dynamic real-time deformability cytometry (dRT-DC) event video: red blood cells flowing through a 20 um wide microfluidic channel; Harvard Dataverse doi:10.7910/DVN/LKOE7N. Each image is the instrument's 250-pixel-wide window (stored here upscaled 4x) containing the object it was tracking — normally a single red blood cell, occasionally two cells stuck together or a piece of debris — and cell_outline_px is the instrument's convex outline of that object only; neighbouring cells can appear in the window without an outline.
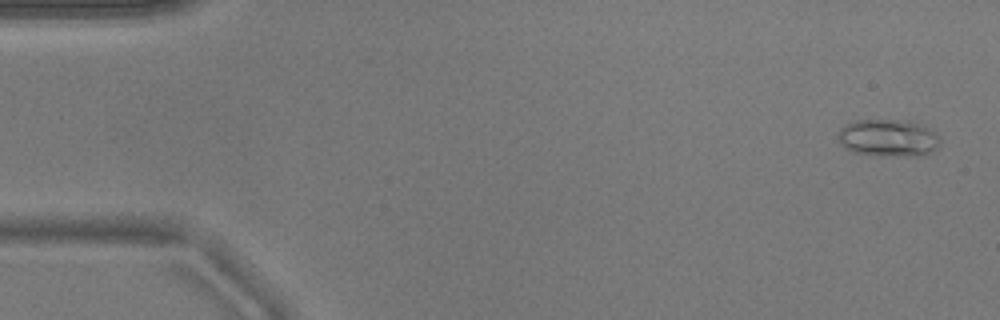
{"species": "common noctule bat (a hibernating species)", "species_latin": "Nyctalus noctula", "temperature_condition": "warm", "stored_images_in_passage": 49, "camera_frame_rate_fps": 3000, "um_per_image_px": 0.085, "animal": {"sex": "male", "body_mass_g": 17.9}, "frame": {"image": 1, "passage_image": 1, "time_ms": 0.0, "image_size_px": [1000, 320], "cell_outline_px": [[940, 144], [936, 148], [924, 156], [908, 156], [852, 152], [840, 140], [836, 132], [844, 124], [856, 120], [900, 120], [924, 124], [936, 132], [940, 140]], "centroid_in_image_um": [75.55, 11.7], "position_along_channel_um": 9.5, "area_um2": 22.02}}
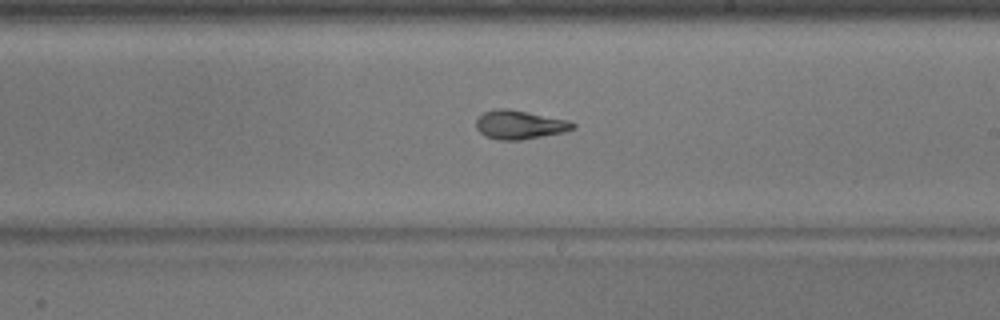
{"frame": {"image": 2, "passage_image": 29, "time_ms": 9.333, "image_size_px": [1000, 320], "cell_outline_px": [[576, 128], [564, 132], [520, 140], [500, 140], [484, 136], [476, 128], [476, 120], [484, 112], [496, 108], [508, 108], [572, 120], [576, 124]], "centroid_in_image_um": [44.21, 10.59], "position_along_channel_um": 244.8, "area_um2": 16.47}}
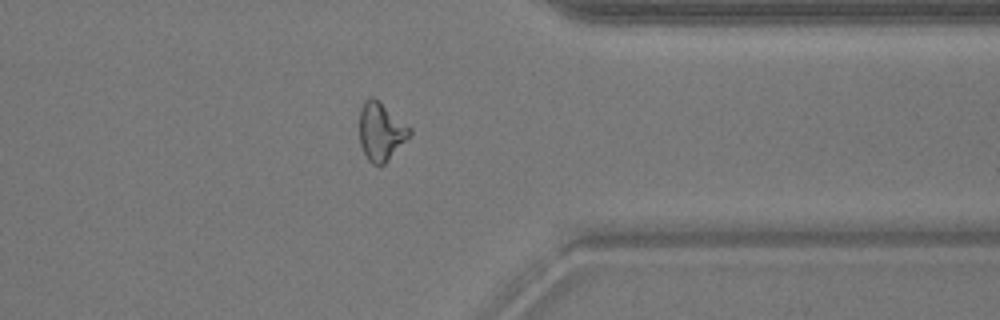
{"frame": {"image": 3, "passage_image": 40, "time_ms": 13.0, "image_size_px": [1000, 320], "cell_outline_px": [[412, 136], [384, 164], [372, 164], [368, 160], [360, 144], [360, 108], [364, 100], [372, 96], [380, 100], [412, 128]], "centroid_in_image_um": [32.42, 11.15], "position_along_channel_um": 379.0, "area_um2": 17.34}, "authors_computed_cell_mechanics": {"area_um2": 16.8198, "velocity_mm_per_s": 3.8838, "shape_relaxation_time_tau1_ms": 4.5359, "shape_relaxation_time_tau2_ms": 2.5425, "deformation_change_tau1": 0.1993, "deformation_change_tau2": 0.0879}}